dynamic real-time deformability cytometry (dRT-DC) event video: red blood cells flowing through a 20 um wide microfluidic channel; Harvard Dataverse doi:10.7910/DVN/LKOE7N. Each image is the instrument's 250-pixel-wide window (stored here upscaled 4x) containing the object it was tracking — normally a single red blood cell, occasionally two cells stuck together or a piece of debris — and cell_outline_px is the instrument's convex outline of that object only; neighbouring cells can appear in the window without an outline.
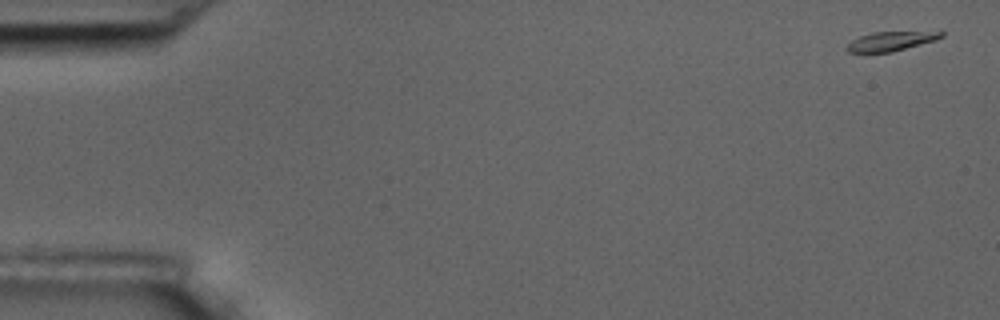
{"species": "common noctule bat (a hibernating species)", "species_latin": "Nyctalus noctula", "temperature_condition": "room temperature", "stored_images_in_passage": 5, "camera_frame_rate_fps": 3000, "um_per_image_px": 0.085, "animal": {"sex": "male", "body_mass_g": 17.5, "forearm_length_mm": 52.3}, "frame": {"image": 1, "passage_image": 1, "time_ms": 0.0, "image_size_px": [1000, 320], "cell_outline_px": [[944, 36], [936, 40], [892, 52], [848, 52], [844, 48], [852, 40], [860, 36], [872, 32], [944, 32]], "centroid_in_image_um": [75.7, 3.51], "position_along_channel_um": 9.3, "area_um2": 10.46}}
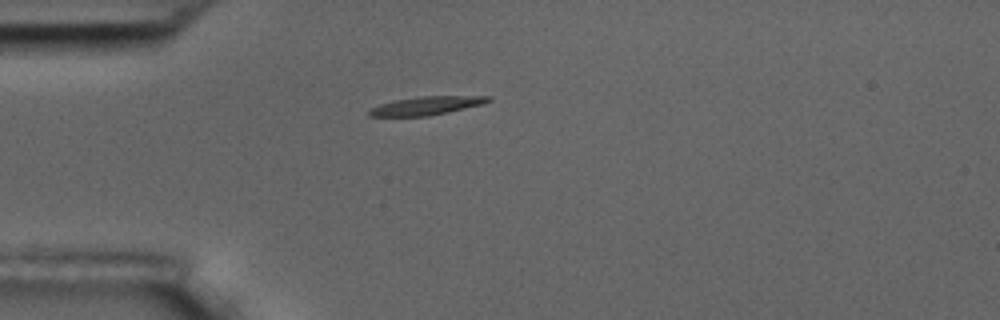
{"frame": {"image": 2, "passage_image": 5, "time_ms": 4.667, "image_size_px": [1000, 320], "cell_outline_px": [[492, 100], [484, 104], [448, 112], [428, 116], [368, 116], [368, 112], [372, 108], [380, 104], [392, 100], [420, 96], [492, 96]], "centroid_in_image_um": [36.28, 8.97], "position_along_channel_um": 48.7, "area_um2": 12.83}}